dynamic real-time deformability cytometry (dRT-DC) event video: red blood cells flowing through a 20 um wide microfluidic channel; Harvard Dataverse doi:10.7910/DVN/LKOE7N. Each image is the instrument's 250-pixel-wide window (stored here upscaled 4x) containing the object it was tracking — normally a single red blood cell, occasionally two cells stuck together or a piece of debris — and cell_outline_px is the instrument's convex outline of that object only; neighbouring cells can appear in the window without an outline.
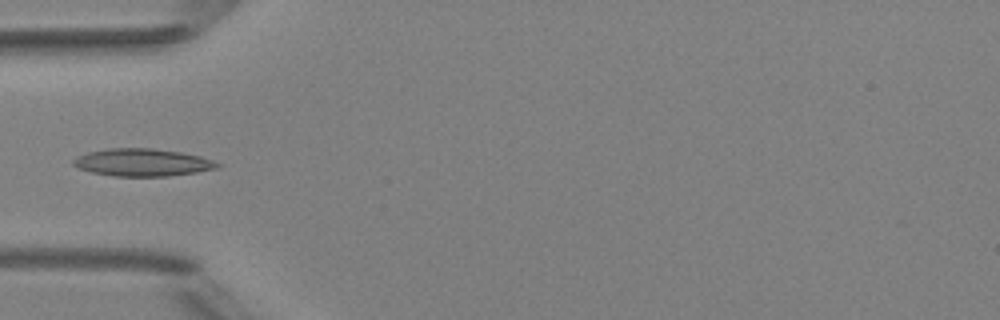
{"species": "Egyptian fruit bat (a non-hibernating species)", "species_latin": "Rousettus aegyptiacus", "temperature_condition": "room temperature", "stored_images_in_passage": 4, "camera_frame_rate_fps": 3000, "um_per_image_px": 0.085, "animal": {"sex": "female"}, "frame": {"image": 1, "passage_image": 4, "time_ms": 3.333, "image_size_px": [1000, 320], "cell_outline_px": [[224, 164], [220, 168], [196, 172], [168, 176], [112, 176], [92, 172], [76, 168], [72, 164], [72, 160], [76, 156], [88, 152], [108, 148], [152, 148], [180, 152], [200, 156]], "centroid_in_image_um": [12.1, 13.81], "position_along_channel_um": 72.9, "area_um2": 23.29}}